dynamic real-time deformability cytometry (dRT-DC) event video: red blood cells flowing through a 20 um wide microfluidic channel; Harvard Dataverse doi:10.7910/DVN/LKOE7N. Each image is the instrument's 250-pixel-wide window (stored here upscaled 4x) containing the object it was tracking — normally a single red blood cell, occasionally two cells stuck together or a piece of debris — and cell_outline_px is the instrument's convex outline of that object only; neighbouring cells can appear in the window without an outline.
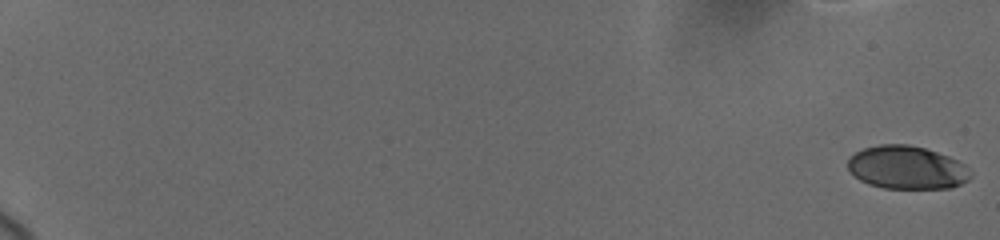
{"species": "human", "species_latin": "Homo sapiens", "temperature_condition": "cold", "stored_images_in_passage": 89, "camera_frame_rate_fps": 3000, "um_per_image_px": 0.085, "donor": {"sex": "female"}, "frame": {"image": 1, "passage_image": 1, "time_ms": 0.0, "image_size_px": [1000, 240], "cell_outline_px": [[972, 176], [968, 180], [952, 188], [884, 188], [868, 184], [860, 180], [848, 168], [848, 160], [856, 152], [864, 148], [880, 144], [908, 144], [924, 148], [948, 156], [964, 164], [972, 172]], "centroid_in_image_um": [77.11, 14.24], "position_along_channel_um": 7.9, "area_um2": 30.75}}
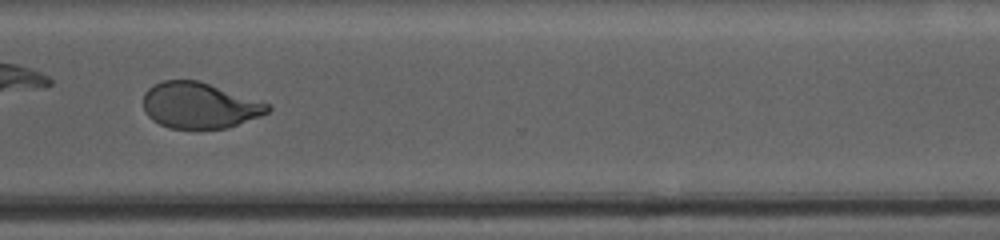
{"frame": {"image": 2, "passage_image": 66, "time_ms": 15.667, "image_size_px": [1000, 240], "cell_outline_px": [[272, 108], [268, 112], [260, 116], [228, 128], [168, 128], [152, 120], [144, 112], [144, 92], [152, 84], [164, 80], [200, 80], [268, 104]], "centroid_in_image_um": [16.91, 8.95], "position_along_channel_um": 353.7, "area_um2": 33.23}}
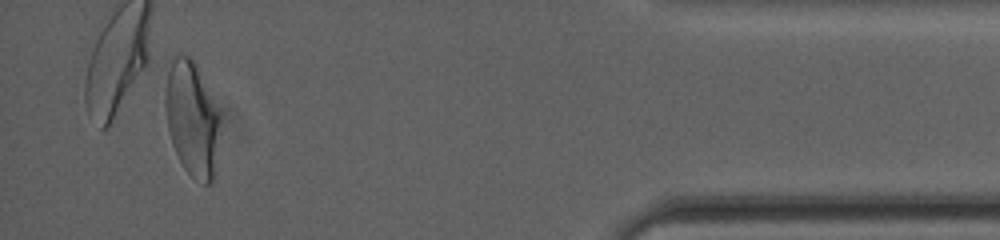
{"frame": {"image": 3, "passage_image": 87, "time_ms": 18.667, "image_size_px": [1000, 240], "cell_outline_px": [[220, 120], [216, 172], [212, 180], [208, 184], [204, 184], [192, 176], [184, 168], [172, 144], [168, 128], [164, 104], [164, 88], [168, 72], [172, 60], [176, 56], [188, 56], [196, 64], [220, 116]], "centroid_in_image_um": [16.31, 10.13], "position_along_channel_um": 418.9, "area_um2": 36.41}, "authors_computed_cell_mechanics": {"area_um2": 34.391, "velocity_mm_per_s": 3.7046, "shape_relaxation_time_tau1_ms": 5.213, "shape_relaxation_time_tau2_ms": 1.2325, "deformation_change_tau1": 0.1887, "deformation_change_tau2": 0.0603}}